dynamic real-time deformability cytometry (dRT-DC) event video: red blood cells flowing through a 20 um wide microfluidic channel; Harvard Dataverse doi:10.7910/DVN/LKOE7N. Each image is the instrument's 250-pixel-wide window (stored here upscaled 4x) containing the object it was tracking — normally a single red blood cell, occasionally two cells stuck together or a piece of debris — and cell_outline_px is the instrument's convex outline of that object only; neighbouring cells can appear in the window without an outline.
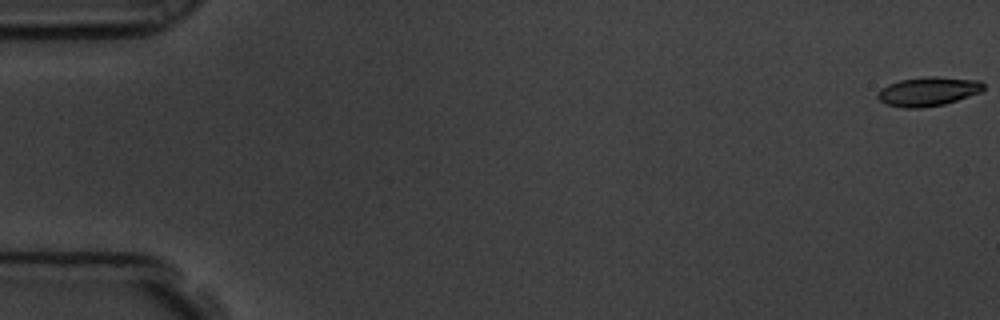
{"species": "common noctule bat (a hibernating species)", "species_latin": "Nyctalus noctula", "temperature_condition": "room temperature", "stored_images_in_passage": 58, "camera_frame_rate_fps": 3000, "um_per_image_px": 0.085, "animal": {"sex": "male", "body_mass_g": 19.5, "forearm_length_mm": 54.6}, "frame": {"image": 1, "passage_image": 1, "time_ms": 0.0, "image_size_px": [1000, 320], "cell_outline_px": [[984, 88], [980, 92], [944, 104], [920, 108], [904, 108], [884, 104], [876, 96], [880, 88], [888, 84], [900, 80], [928, 76], [936, 76], [980, 80], [984, 84]], "centroid_in_image_um": [78.86, 7.77], "position_along_channel_um": 6.1, "area_um2": 17.98}}
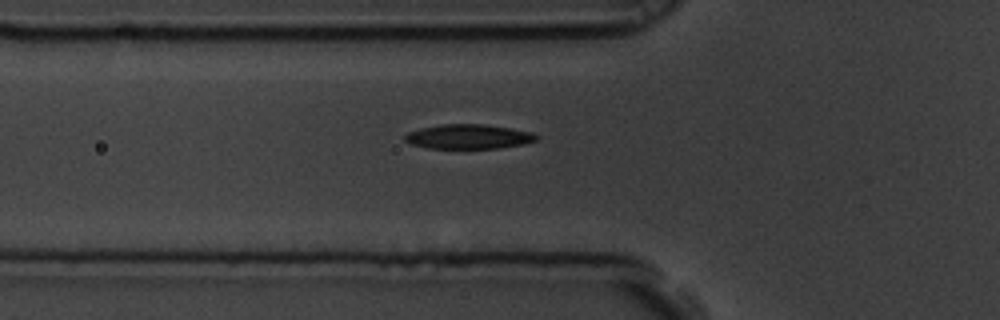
{"frame": {"image": 2, "passage_image": 21, "time_ms": 6.667, "image_size_px": [1000, 320], "cell_outline_px": [[540, 136], [536, 140], [524, 144], [500, 148], [428, 148], [412, 144], [404, 140], [404, 136], [408, 132], [420, 128], [440, 124], [484, 124], [512, 128], [532, 132]], "centroid_in_image_um": [39.85, 11.6], "position_along_channel_um": 86.0, "area_um2": 18.9}}
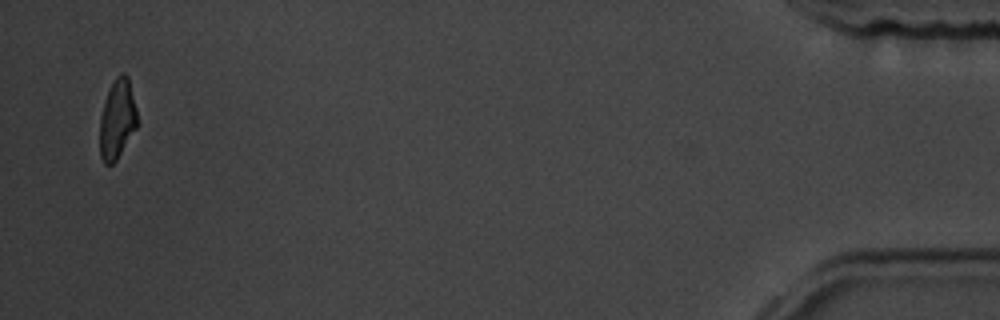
{"frame": {"image": 3, "passage_image": 57, "time_ms": 18.667, "image_size_px": [1000, 320], "cell_outline_px": [[136, 128], [116, 160], [112, 164], [104, 164], [100, 156], [100, 116], [104, 100], [116, 76], [120, 72], [124, 72], [128, 76], [136, 108]], "centroid_in_image_um": [9.95, 10.12], "position_along_channel_um": 425.3, "area_um2": 17.17}, "authors_computed_cell_mechanics": {"area_um2": 18.785, "velocity_mm_per_s": 3.5542, "shape_relaxation_time_tau1_ms": 2.9772, "shape_relaxation_time_tau2_ms": 4.4402, "deformation_change_tau1": 0.1433, "deformation_change_tau2": 0.1183}}